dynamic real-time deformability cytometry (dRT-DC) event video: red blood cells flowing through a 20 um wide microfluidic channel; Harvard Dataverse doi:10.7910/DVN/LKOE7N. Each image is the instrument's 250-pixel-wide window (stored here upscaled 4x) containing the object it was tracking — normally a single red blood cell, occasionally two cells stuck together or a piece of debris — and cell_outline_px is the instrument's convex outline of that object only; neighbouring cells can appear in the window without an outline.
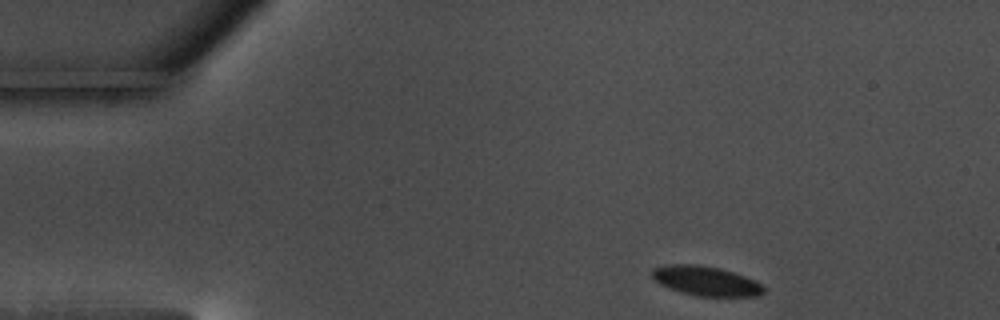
{"species": "common noctule bat (a hibernating species)", "species_latin": "Nyctalus noctula", "temperature_condition": "warm", "stored_images_in_passage": 51, "camera_frame_rate_fps": 3000, "um_per_image_px": 0.085, "animal": {"sex": "male", "body_mass_g": 17.5, "forearm_length_mm": 52.3}, "frame": {"image": 1, "passage_image": 1, "time_ms": 0.0, "image_size_px": [1000, 320], "cell_outline_px": [[764, 292], [756, 296], [696, 296], [680, 292], [668, 288], [660, 284], [652, 276], [652, 268], [672, 264], [696, 264], [720, 268], [744, 276], [760, 284], [764, 288]], "centroid_in_image_um": [59.96, 23.88], "position_along_channel_um": 25.0, "area_um2": 19.02}}
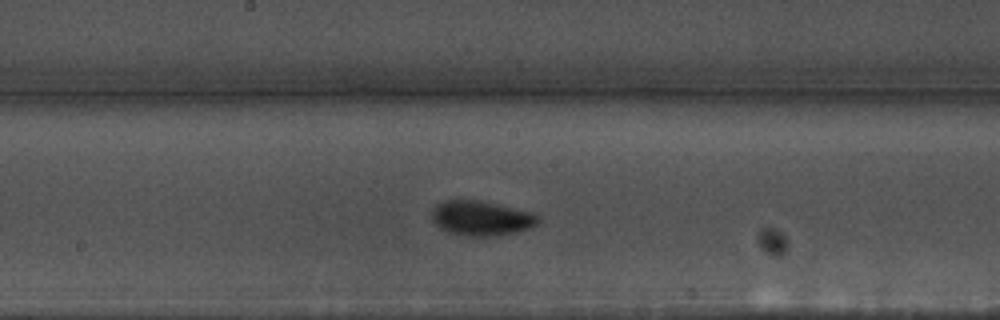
{"frame": {"image": 2, "passage_image": 23, "time_ms": 7.333, "image_size_px": [1000, 320], "cell_outline_px": [[540, 220], [536, 224], [528, 228], [516, 232], [496, 236], [464, 236], [448, 232], [440, 228], [432, 220], [432, 212], [436, 204], [444, 200], [476, 200], [528, 212], [540, 216]], "centroid_in_image_um": [40.86, 18.56], "position_along_channel_um": 207.3, "area_um2": 21.21}}
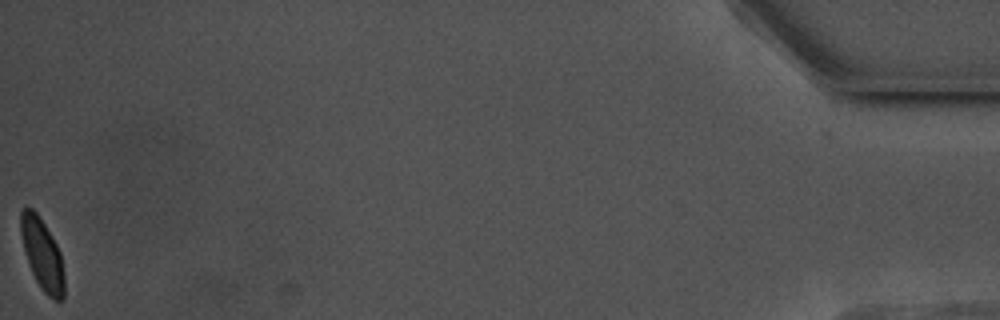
{"frame": {"image": 3, "passage_image": 51, "time_ms": 16.667, "image_size_px": [1000, 320], "cell_outline_px": [[64, 300], [52, 300], [40, 288], [28, 264], [24, 252], [20, 232], [20, 212], [24, 208], [32, 208], [36, 212], [52, 236], [60, 252], [64, 272]], "centroid_in_image_um": [3.59, 21.64], "position_along_channel_um": 431.6, "area_um2": 18.15}, "authors_computed_cell_mechanics": {"area_um2": 19.4786, "velocity_mm_per_s": 3.484, "shape_relaxation_time_tau1_ms": 2.3483, "shape_relaxation_time_tau2_ms": null, "deformation_change_tau1": 0.0841, "deformation_change_tau2": null}}